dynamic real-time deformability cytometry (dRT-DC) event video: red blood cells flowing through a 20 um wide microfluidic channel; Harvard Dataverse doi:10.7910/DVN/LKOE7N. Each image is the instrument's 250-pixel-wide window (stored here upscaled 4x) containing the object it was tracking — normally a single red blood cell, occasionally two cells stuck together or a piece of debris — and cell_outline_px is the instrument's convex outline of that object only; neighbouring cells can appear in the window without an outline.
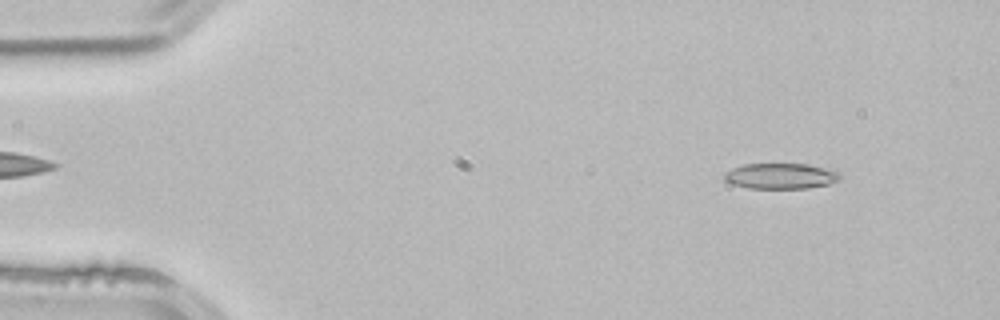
{"species": "common noctule bat (a hibernating species)", "species_latin": "Nyctalus noctula", "temperature_condition": "room temperature", "stored_images_in_passage": 51, "camera_frame_rate_fps": 3000, "um_per_image_px": 0.085, "animal": {"sex": "male", "body_mass_g": 21.5, "forearm_length_mm": 52.0}, "frame": {"image": 1, "passage_image": 5, "time_ms": 1.333, "image_size_px": [1000, 320], "cell_outline_px": [[840, 180], [828, 184], [808, 188], [748, 188], [732, 184], [724, 180], [724, 172], [732, 168], [744, 164], [808, 164], [840, 172]], "centroid_in_image_um": [66.34, 14.96], "position_along_channel_um": 18.7, "area_um2": 17.28}}
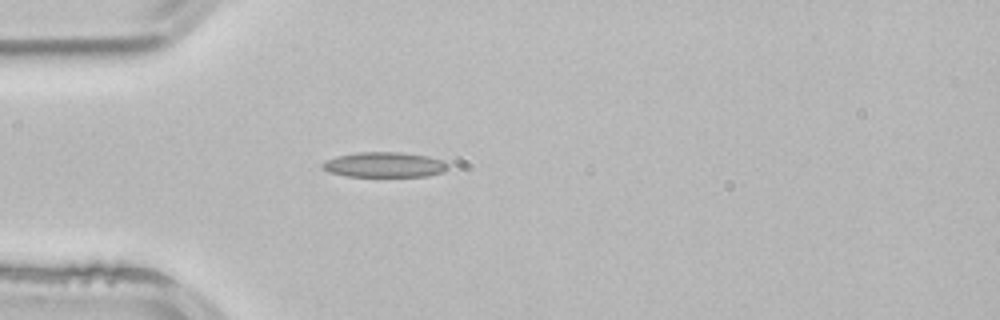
{"frame": {"image": 2, "passage_image": 14, "time_ms": 4.333, "image_size_px": [1000, 320], "cell_outline_px": [[448, 168], [444, 172], [428, 176], [344, 176], [328, 172], [320, 168], [320, 164], [324, 160], [336, 156], [356, 152], [400, 152], [428, 156], [440, 160], [448, 164]], "centroid_in_image_um": [32.61, 14.0], "position_along_channel_um": 52.4, "area_um2": 18.61}}
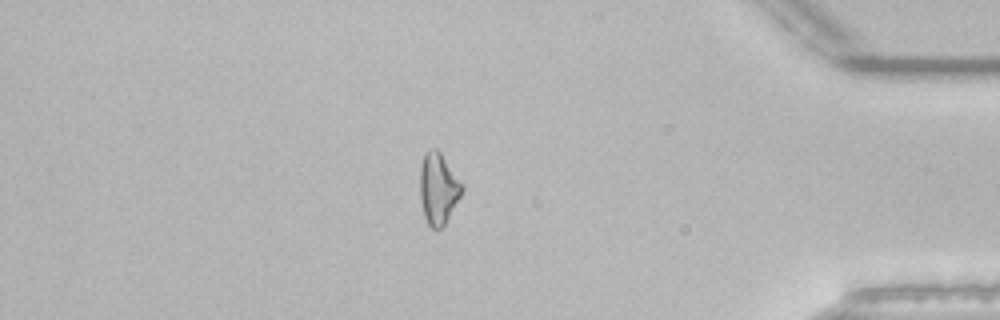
{"frame": {"image": 3, "passage_image": 44, "time_ms": 14.333, "image_size_px": [1000, 320], "cell_outline_px": [[464, 188], [460, 196], [444, 224], [440, 228], [432, 228], [428, 224], [424, 216], [420, 196], [420, 168], [424, 152], [432, 148], [436, 148], [440, 152], [464, 184]], "centroid_in_image_um": [37.25, 15.98], "position_along_channel_um": 398.0, "area_um2": 17.34}, "authors_computed_cell_mechanics": {"area_um2": 17.2822, "velocity_mm_per_s": 3.9036, "shape_relaxation_time_tau1_ms": null, "shape_relaxation_time_tau2_ms": 6.0622, "deformation_change_tau1": null, "deformation_change_tau2": 0.1525}}